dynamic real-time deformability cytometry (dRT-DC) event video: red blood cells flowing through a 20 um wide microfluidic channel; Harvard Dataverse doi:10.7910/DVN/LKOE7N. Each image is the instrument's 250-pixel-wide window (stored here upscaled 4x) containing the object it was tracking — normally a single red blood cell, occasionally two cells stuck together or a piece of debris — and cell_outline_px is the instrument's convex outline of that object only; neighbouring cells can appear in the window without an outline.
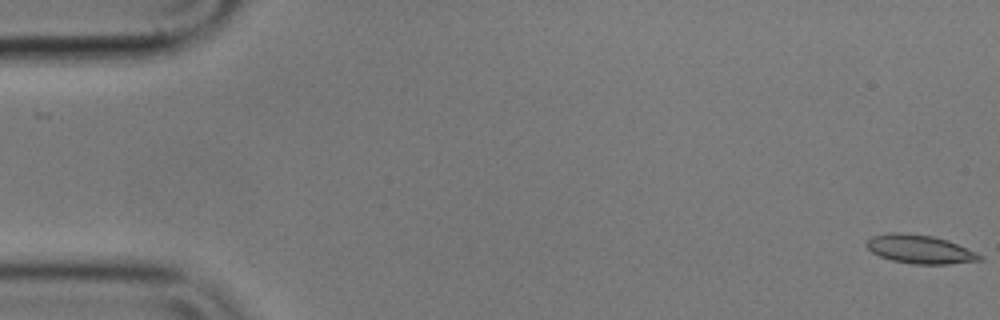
{"species": "common noctule bat (a hibernating species)", "species_latin": "Nyctalus noctula", "temperature_condition": "cold", "stored_images_in_passage": 11, "camera_frame_rate_fps": 3000, "um_per_image_px": 0.085, "animal": {"sex": "male", "body_mass_g": 17.9}, "frame": {"image": 1, "passage_image": 1, "time_ms": 0.0, "image_size_px": [1000, 320], "cell_outline_px": [[984, 260], [948, 264], [912, 264], [892, 260], [880, 256], [872, 252], [864, 244], [872, 236], [888, 232], [900, 232], [932, 236], [948, 240], [976, 252], [984, 256]], "centroid_in_image_um": [78.2, 21.18], "position_along_channel_um": 6.8, "area_um2": 18.96}}